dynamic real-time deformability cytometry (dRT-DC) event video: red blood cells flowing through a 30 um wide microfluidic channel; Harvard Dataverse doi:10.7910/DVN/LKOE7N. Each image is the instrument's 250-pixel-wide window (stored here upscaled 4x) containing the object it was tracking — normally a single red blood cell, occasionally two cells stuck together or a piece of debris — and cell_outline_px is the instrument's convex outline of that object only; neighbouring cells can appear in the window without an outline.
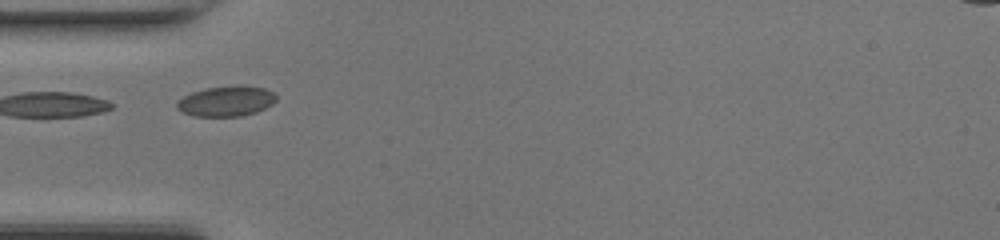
{"species": "common noctule bat (a hibernating species)", "species_latin": "Nyctalus noctula", "temperature_condition": "room temperature", "stored_images_in_passage": 6, "camera_frame_rate_fps": 3000, "um_per_image_px": 0.085, "animal": {"sex": "female", "body_mass_g": 17.0, "forearm_length_mm": 48.0}, "frame": {"image": 1, "passage_image": 1, "time_ms": 0.0, "image_size_px": [1000, 240], "cell_outline_px": [[276, 100], [272, 104], [256, 112], [240, 116], [196, 116], [184, 112], [176, 108], [176, 100], [192, 92], [204, 88], [240, 84], [264, 88], [276, 92]], "centroid_in_image_um": [19.24, 8.57], "position_along_channel_um": 65.8, "area_um2": 17.74}}
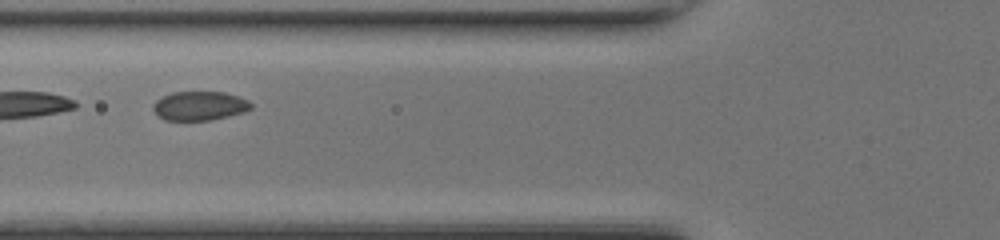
{"frame": {"image": 2, "passage_image": 4, "time_ms": 1.0, "image_size_px": [1000, 240], "cell_outline_px": [[252, 108], [244, 112], [228, 116], [208, 120], [164, 120], [156, 116], [152, 108], [152, 104], [156, 100], [172, 92], [224, 92], [240, 96], [248, 100], [252, 104]], "centroid_in_image_um": [16.95, 8.99], "position_along_channel_um": 108.9, "area_um2": 16.7}}